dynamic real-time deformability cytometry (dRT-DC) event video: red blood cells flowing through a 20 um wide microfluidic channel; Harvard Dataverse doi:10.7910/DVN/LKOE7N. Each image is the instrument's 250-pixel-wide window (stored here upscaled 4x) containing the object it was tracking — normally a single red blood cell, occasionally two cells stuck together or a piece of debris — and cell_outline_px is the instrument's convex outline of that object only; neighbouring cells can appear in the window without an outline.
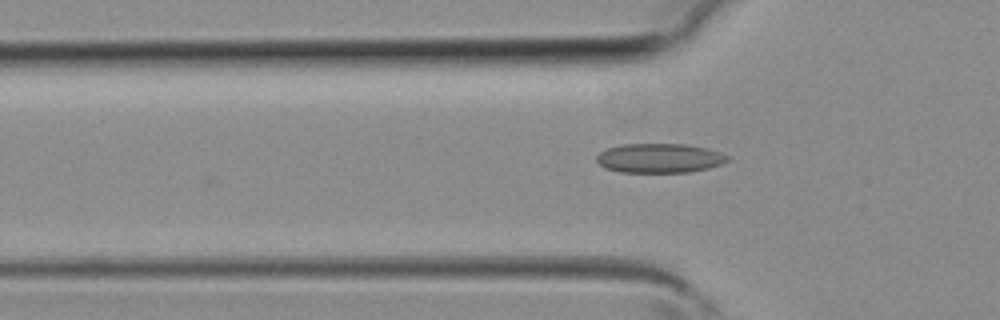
{"species": "common noctule bat (a hibernating species)", "species_latin": "Nyctalus noctula", "temperature_condition": "room temperature", "stored_images_in_passage": 4, "camera_frame_rate_fps": 3000, "um_per_image_px": 0.085, "animal": {"sex": "female", "body_mass_g": 19.3, "forearm_length_mm": 54.1}, "frame": {"image": 1, "passage_image": 4, "time_ms": 1.0, "image_size_px": [1000, 320], "cell_outline_px": [[732, 160], [708, 168], [692, 172], [620, 172], [604, 168], [596, 160], [596, 156], [600, 152], [608, 148], [624, 144], [684, 144], [704, 148], [720, 152], [728, 156]], "centroid_in_image_um": [56.06, 13.45], "position_along_channel_um": 69.7, "area_um2": 22.37}}